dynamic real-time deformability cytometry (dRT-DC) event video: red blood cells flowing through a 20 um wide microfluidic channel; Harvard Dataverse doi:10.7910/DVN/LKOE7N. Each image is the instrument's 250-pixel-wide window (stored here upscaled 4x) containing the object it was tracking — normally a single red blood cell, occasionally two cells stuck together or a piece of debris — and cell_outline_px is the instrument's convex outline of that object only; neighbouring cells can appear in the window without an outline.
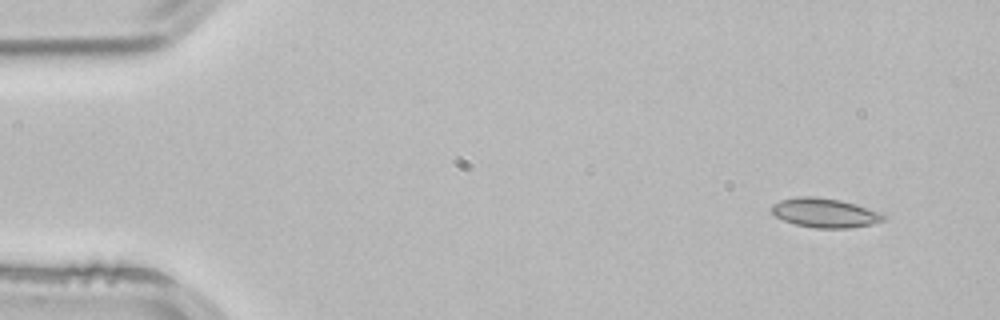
{"species": "common noctule bat (a hibernating species)", "species_latin": "Nyctalus noctula", "temperature_condition": "room temperature", "stored_images_in_passage": 3, "camera_frame_rate_fps": 3000, "um_per_image_px": 0.085, "animal": {"sex": "male", "body_mass_g": 21.5, "forearm_length_mm": 52.0}, "frame": {"image": 1, "passage_image": 1, "time_ms": 0.0, "image_size_px": [1000, 320], "cell_outline_px": [[884, 220], [872, 224], [844, 228], [816, 228], [796, 224], [784, 220], [776, 216], [772, 212], [772, 204], [780, 200], [796, 196], [812, 196], [840, 200], [856, 204], [880, 212], [884, 216]], "centroid_in_image_um": [70.09, 18.08], "position_along_channel_um": 14.9, "area_um2": 18.9}}
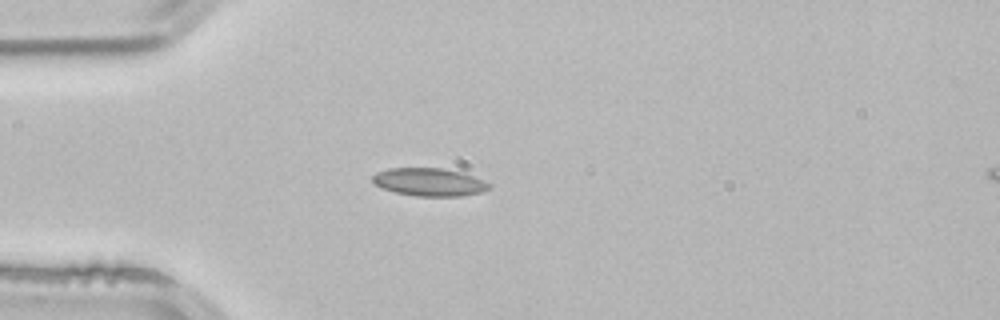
{"frame": {"image": 2, "passage_image": 3, "time_ms": 0.667, "image_size_px": [1000, 320], "cell_outline_px": [[492, 188], [484, 192], [464, 196], [416, 196], [396, 192], [380, 188], [372, 180], [372, 176], [376, 172], [388, 168], [444, 168], [464, 172], [484, 180], [492, 184]], "centroid_in_image_um": [36.55, 15.47], "position_along_channel_um": 48.4, "area_um2": 19.36}}